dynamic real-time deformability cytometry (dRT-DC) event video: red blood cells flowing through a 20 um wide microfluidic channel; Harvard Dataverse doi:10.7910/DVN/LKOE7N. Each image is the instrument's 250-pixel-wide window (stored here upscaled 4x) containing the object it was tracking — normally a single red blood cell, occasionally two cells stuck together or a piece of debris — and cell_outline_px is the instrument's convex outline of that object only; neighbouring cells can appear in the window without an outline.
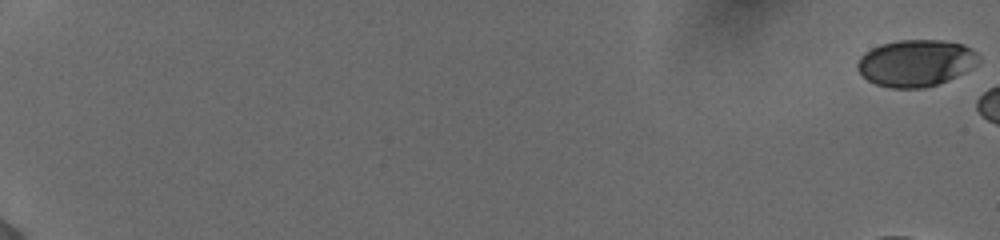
{"species": "human", "species_latin": "Homo sapiens", "temperature_condition": "cold", "stored_images_in_passage": 8, "camera_frame_rate_fps": 3000, "um_per_image_px": 0.085, "donor": {"sex": "female"}, "frame": {"image": 1, "passage_image": 1, "time_ms": 0.0, "image_size_px": [1000, 240], "cell_outline_px": [[980, 60], [972, 68], [948, 80], [924, 88], [888, 88], [876, 84], [868, 80], [856, 68], [856, 64], [860, 56], [864, 52], [880, 44], [900, 40], [944, 40], [964, 44], [972, 48], [980, 56]], "centroid_in_image_um": [77.85, 5.35], "position_along_channel_um": 7.1, "area_um2": 33.23}}